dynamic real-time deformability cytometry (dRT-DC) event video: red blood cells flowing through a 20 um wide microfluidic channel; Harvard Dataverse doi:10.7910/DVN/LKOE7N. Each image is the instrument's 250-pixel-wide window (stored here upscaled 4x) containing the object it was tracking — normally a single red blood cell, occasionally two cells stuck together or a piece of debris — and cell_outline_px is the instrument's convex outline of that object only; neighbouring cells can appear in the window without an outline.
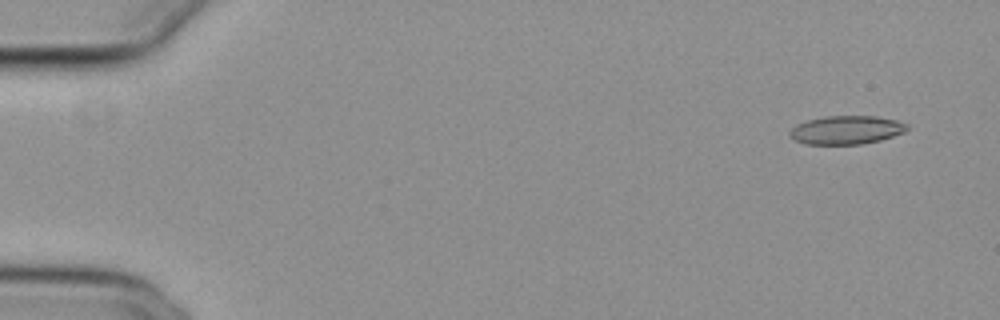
{"species": "common noctule bat (a hibernating species)", "species_latin": "Nyctalus noctula", "temperature_condition": "cold", "stored_images_in_passage": 52, "camera_frame_rate_fps": 3000, "um_per_image_px": 0.085, "animal": {"sex": "female", "body_mass_g": 29.2, "forearm_length_mm": 56.3}, "frame": {"image": 1, "passage_image": 1, "time_ms": 0.0, "image_size_px": [1000, 320], "cell_outline_px": [[908, 128], [904, 132], [880, 140], [860, 144], [804, 144], [792, 140], [788, 136], [788, 132], [796, 124], [808, 120], [824, 116], [876, 116], [896, 120], [908, 124]], "centroid_in_image_um": [71.89, 11.05], "position_along_channel_um": 13.1, "area_um2": 19.59}}
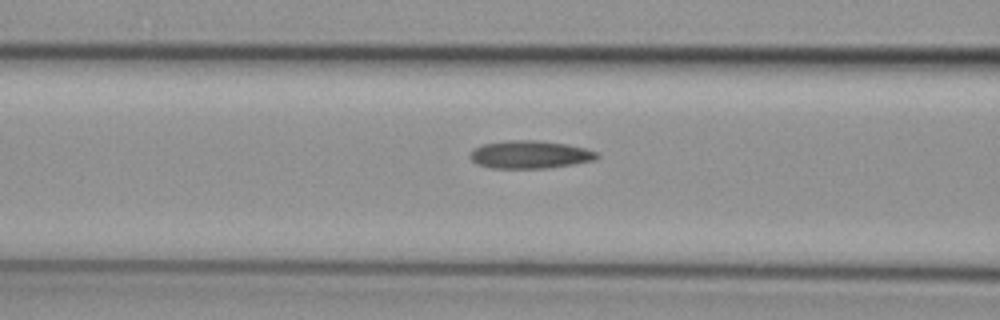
{"frame": {"image": 2, "passage_image": 20, "time_ms": 6.333, "image_size_px": [1000, 320], "cell_outline_px": [[600, 156], [596, 160], [548, 168], [492, 168], [476, 164], [468, 156], [480, 144], [508, 140], [536, 140], [568, 144], [584, 148], [596, 152]], "centroid_in_image_um": [45.04, 13.13], "position_along_channel_um": 121.6, "area_um2": 20.63}}
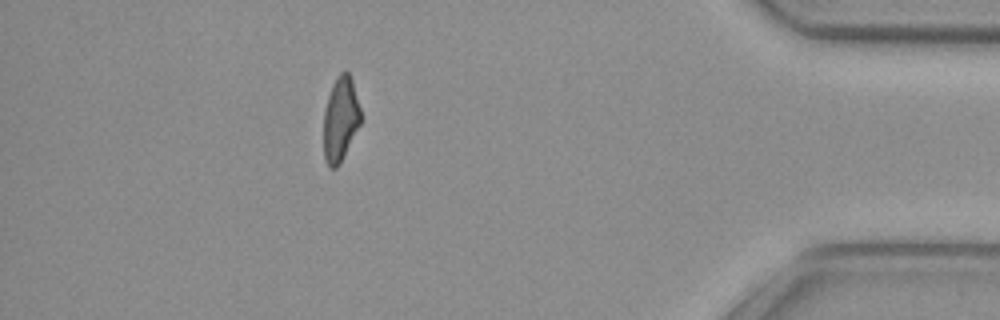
{"frame": {"image": 3, "passage_image": 46, "time_ms": 15.0, "image_size_px": [1000, 320], "cell_outline_px": [[360, 124], [340, 164], [336, 168], [328, 168], [324, 160], [324, 108], [332, 84], [336, 76], [344, 68], [348, 72], [352, 80], [360, 108]], "centroid_in_image_um": [28.92, 10.12], "position_along_channel_um": 406.3, "area_um2": 18.38}, "authors_computed_cell_mechanics": {"area_um2": 19.9699, "velocity_mm_per_s": 3.8277, "shape_relaxation_time_tau1_ms": null, "shape_relaxation_time_tau2_ms": 4.0168, "deformation_change_tau1": null, "deformation_change_tau2": 0.1221}}